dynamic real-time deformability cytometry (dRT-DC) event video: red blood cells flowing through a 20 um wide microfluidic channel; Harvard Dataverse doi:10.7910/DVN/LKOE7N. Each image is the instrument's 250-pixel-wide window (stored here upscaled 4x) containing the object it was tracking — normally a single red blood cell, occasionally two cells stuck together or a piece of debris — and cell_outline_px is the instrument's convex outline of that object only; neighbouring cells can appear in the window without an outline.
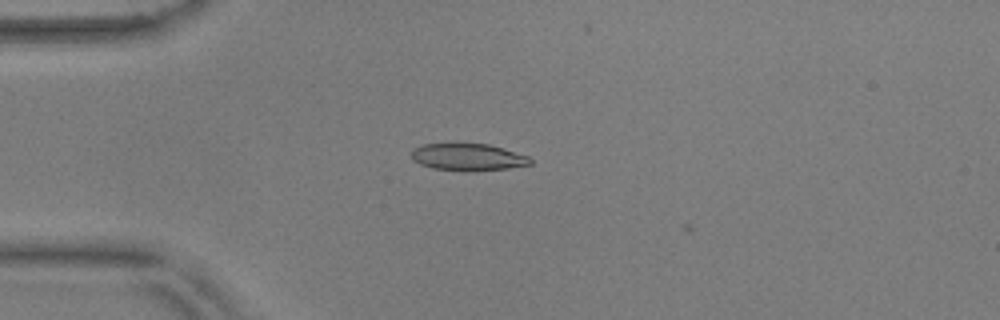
{"species": "common noctule bat (a hibernating species)", "species_latin": "Nyctalus noctula", "temperature_condition": "warm", "stored_images_in_passage": 11, "camera_frame_rate_fps": 3000, "um_per_image_px": 0.085, "animal": {"sex": "male", "body_mass_g": 17.9, "forearm_length_mm": 54.2}, "frame": {"image": 1, "passage_image": 8, "time_ms": 2.333, "image_size_px": [1000, 320], "cell_outline_px": [[532, 164], [508, 168], [432, 168], [420, 164], [412, 160], [412, 148], [424, 144], [488, 144], [528, 156], [532, 160]], "centroid_in_image_um": [39.74, 13.3], "position_along_channel_um": 45.3, "area_um2": 17.63}}